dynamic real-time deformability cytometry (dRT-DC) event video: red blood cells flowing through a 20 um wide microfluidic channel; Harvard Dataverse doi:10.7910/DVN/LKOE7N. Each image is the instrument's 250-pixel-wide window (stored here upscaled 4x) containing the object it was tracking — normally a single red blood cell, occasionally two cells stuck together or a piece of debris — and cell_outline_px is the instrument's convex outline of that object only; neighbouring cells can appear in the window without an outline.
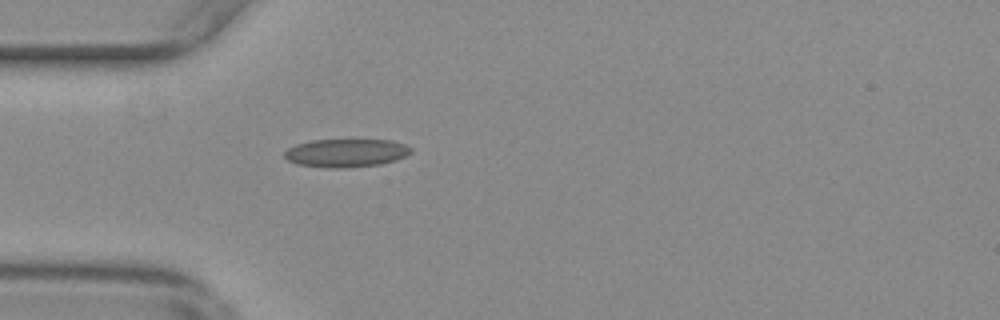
{"species": "common noctule bat (a hibernating species)", "species_latin": "Nyctalus noctula", "temperature_condition": "warm", "stored_images_in_passage": 32, "camera_frame_rate_fps": 3000, "um_per_image_px": 0.085, "animal": {"sex": "female", "body_mass_g": 29.2, "forearm_length_mm": 56.3}, "frame": {"image": 1, "passage_image": 2, "time_ms": 0.333, "image_size_px": [1000, 320], "cell_outline_px": [[412, 152], [396, 160], [380, 164], [340, 168], [332, 168], [296, 164], [288, 160], [284, 156], [284, 152], [288, 148], [296, 144], [312, 140], [392, 140], [404, 144], [412, 148]], "centroid_in_image_um": [29.41, 12.99], "position_along_channel_um": 55.6, "area_um2": 20.69}}
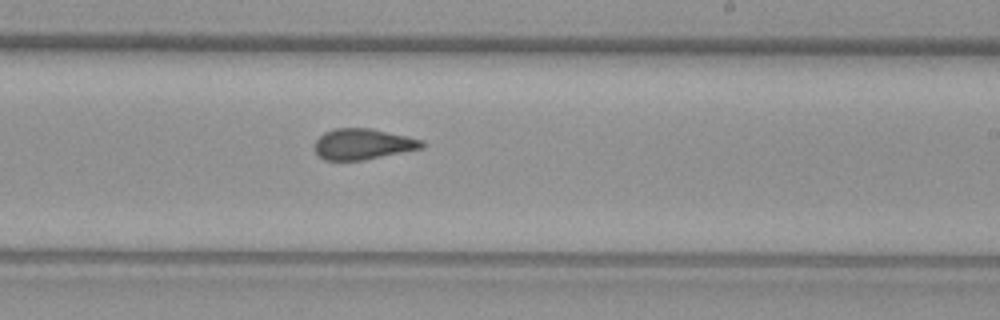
{"frame": {"image": 2, "passage_image": 19, "time_ms": 6.0, "image_size_px": [1000, 320], "cell_outline_px": [[424, 148], [364, 160], [324, 160], [312, 148], [316, 140], [324, 132], [332, 128], [368, 128], [424, 140]], "centroid_in_image_um": [30.82, 12.25], "position_along_channel_um": 258.2, "area_um2": 19.31}}
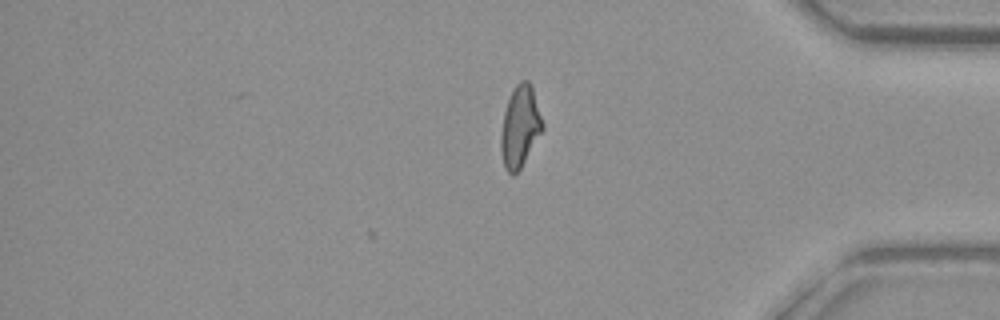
{"frame": {"image": 3, "passage_image": 32, "time_ms": 10.333, "image_size_px": [1000, 320], "cell_outline_px": [[544, 128], [520, 168], [512, 176], [504, 168], [500, 148], [500, 136], [504, 112], [512, 88], [520, 80], [528, 80], [532, 88], [544, 124]], "centroid_in_image_um": [44.18, 10.75], "position_along_channel_um": 391.0, "area_um2": 19.65}, "authors_computed_cell_mechanics": {"area_um2": 19.5364, "velocity_mm_per_s": 3.6582, "shape_relaxation_time_tau1_ms": null, "shape_relaxation_time_tau2_ms": 1.3974, "deformation_change_tau1": null, "deformation_change_tau2": 0.0929}}